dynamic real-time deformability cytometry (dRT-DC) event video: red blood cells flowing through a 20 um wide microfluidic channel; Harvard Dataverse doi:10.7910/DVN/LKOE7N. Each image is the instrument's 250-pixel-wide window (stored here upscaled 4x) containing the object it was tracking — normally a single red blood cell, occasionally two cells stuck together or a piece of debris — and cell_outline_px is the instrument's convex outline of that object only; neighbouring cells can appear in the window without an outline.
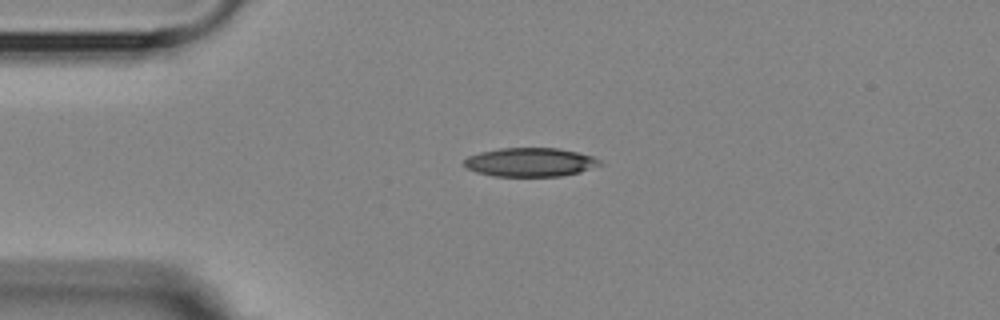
{"species": "Egyptian fruit bat (a non-hibernating species)", "species_latin": "Rousettus aegyptiacus", "temperature_condition": "room temperature", "stored_images_in_passage": 2, "camera_frame_rate_fps": 3000, "um_per_image_px": 0.085, "animal": {"sex": "female"}, "frame": {"image": 1, "passage_image": 1, "time_ms": 0.0, "image_size_px": [1000, 320], "cell_outline_px": [[604, 164], [580, 172], [560, 176], [496, 176], [476, 172], [464, 168], [464, 160], [468, 156], [480, 152], [500, 148], [556, 148], [576, 152], [592, 156], [600, 160]], "centroid_in_image_um": [45.05, 13.79], "position_along_channel_um": 39.9, "area_um2": 22.77}}